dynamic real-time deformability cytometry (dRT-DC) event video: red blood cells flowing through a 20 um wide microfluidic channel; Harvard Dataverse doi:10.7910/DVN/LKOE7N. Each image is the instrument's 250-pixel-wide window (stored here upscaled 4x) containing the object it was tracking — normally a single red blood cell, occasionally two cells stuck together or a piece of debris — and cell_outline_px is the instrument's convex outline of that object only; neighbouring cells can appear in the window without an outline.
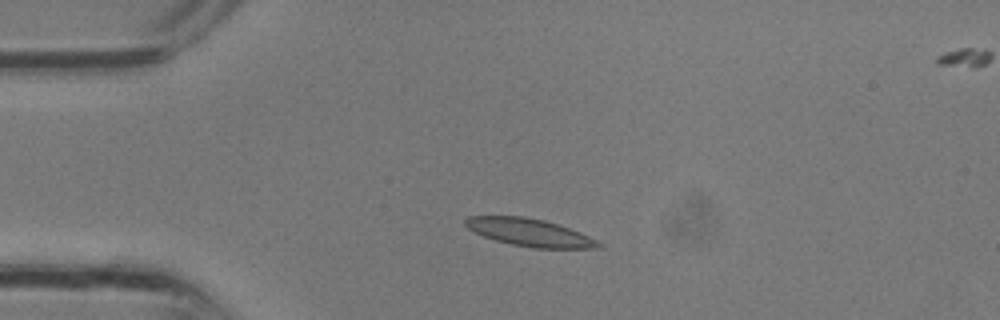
{"species": "common noctule bat (a hibernating species)", "species_latin": "Nyctalus noctula", "temperature_condition": "room temperature", "stored_images_in_passage": 3, "camera_frame_rate_fps": 3000, "um_per_image_px": 0.085, "animal": {"sex": "male", "body_mass_g": 13.3}, "frame": {"image": 1, "passage_image": 2, "time_ms": 0.333, "image_size_px": [1000, 320], "cell_outline_px": [[604, 244], [600, 248], [532, 248], [512, 244], [496, 240], [484, 236], [468, 228], [464, 224], [464, 220], [468, 216], [524, 216], [544, 220], [580, 232]], "centroid_in_image_um": [45.02, 19.76], "position_along_channel_um": 40.0, "area_um2": 21.21}}